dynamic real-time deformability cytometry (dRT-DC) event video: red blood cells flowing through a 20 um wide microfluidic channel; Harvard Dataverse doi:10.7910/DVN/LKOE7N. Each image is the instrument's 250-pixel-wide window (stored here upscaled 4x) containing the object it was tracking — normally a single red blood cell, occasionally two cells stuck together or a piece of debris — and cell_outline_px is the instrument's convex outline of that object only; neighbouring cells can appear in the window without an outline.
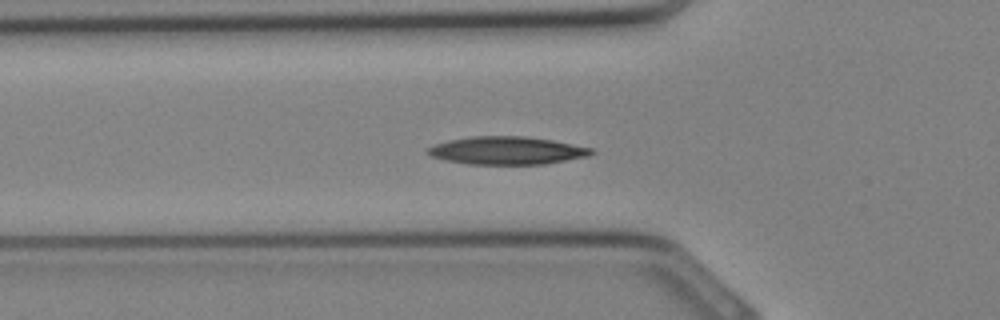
{"species": "Egyptian fruit bat (a non-hibernating species)", "species_latin": "Rousettus aegyptiacus", "temperature_condition": "cold", "stored_images_in_passage": 33, "segment_of_instrument_passage": [1, 2], "camera_frame_rate_fps": 3000, "um_per_image_px": 0.085, "animal": {"sex": "female"}, "frame": {"image": 1, "passage_image": 10, "time_ms": 3.0, "image_size_px": [1000, 320], "cell_outline_px": [[596, 152], [588, 156], [544, 164], [468, 164], [428, 156], [424, 152], [428, 148], [436, 144], [448, 140], [472, 136], [524, 136], [552, 140], [592, 148]], "centroid_in_image_um": [43.06, 12.79], "position_along_channel_um": 82.7, "area_um2": 26.53}}
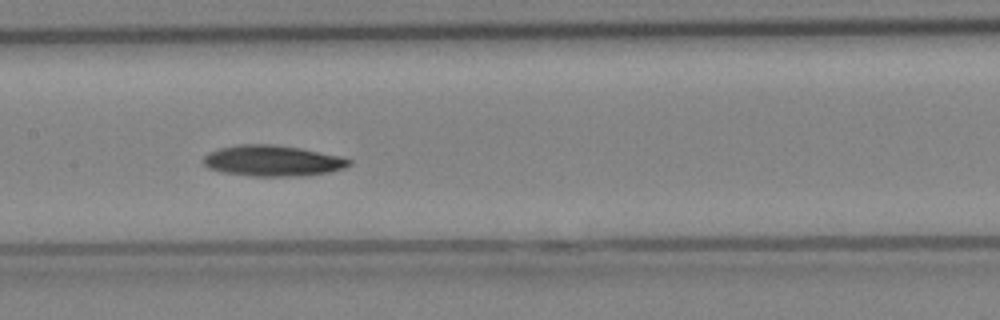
{"frame": {"image": 2, "passage_image": 15, "time_ms": 4.667, "image_size_px": [1000, 320], "cell_outline_px": [[352, 164], [344, 168], [332, 172], [304, 176], [252, 176], [220, 172], [208, 168], [204, 164], [204, 156], [208, 152], [220, 148], [236, 144], [272, 144], [300, 148], [344, 156], [352, 160]], "centroid_in_image_um": [23.21, 13.67], "position_along_channel_um": 184.2, "area_um2": 26.65}}
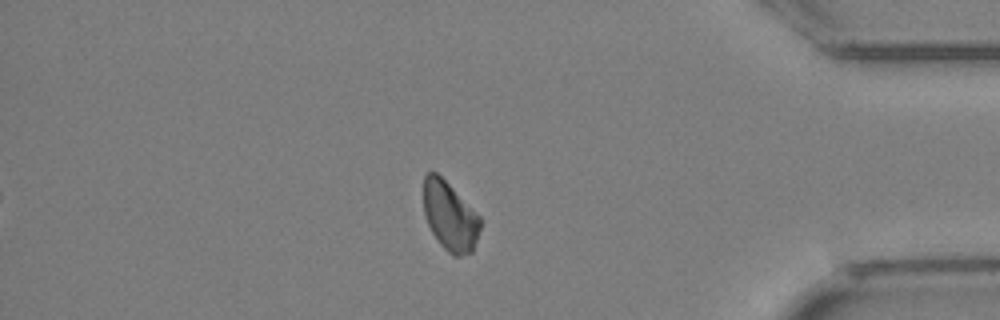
{"frame": {"image": 3, "passage_image": 27, "time_ms": 8.667, "image_size_px": [1000, 320], "cell_outline_px": [[480, 228], [472, 252], [460, 256], [452, 256], [440, 244], [432, 232], [428, 224], [424, 212], [424, 176], [428, 172], [436, 172], [480, 216]], "centroid_in_image_um": [38.23, 18.4], "position_along_channel_um": 397.0, "area_um2": 22.37}}